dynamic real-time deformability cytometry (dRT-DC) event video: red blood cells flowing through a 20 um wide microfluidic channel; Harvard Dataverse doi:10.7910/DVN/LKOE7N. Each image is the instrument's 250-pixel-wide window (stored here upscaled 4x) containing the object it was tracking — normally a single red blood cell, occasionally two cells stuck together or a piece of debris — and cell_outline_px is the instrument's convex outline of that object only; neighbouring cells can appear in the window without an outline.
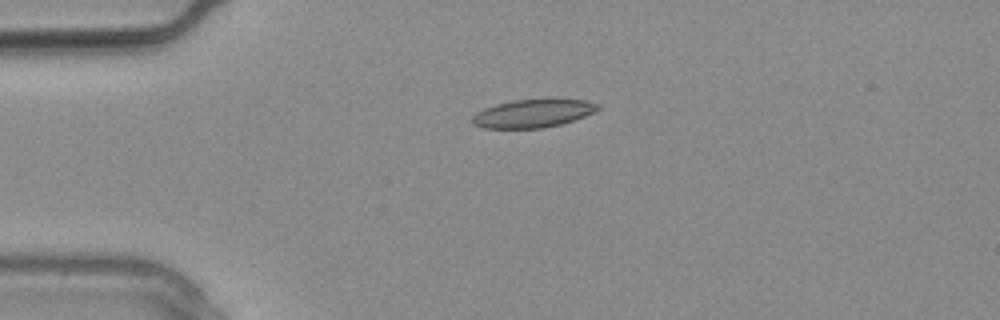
{"species": "common noctule bat (a hibernating species)", "species_latin": "Nyctalus noctula", "temperature_condition": "warm", "stored_images_in_passage": 6, "camera_frame_rate_fps": 3000, "um_per_image_px": 0.085, "animal": {"sex": "male", "body_mass_g": 20.4}, "frame": {"image": 1, "passage_image": 1, "time_ms": 0.0, "image_size_px": [1000, 320], "cell_outline_px": [[600, 108], [584, 116], [560, 124], [544, 128], [484, 128], [472, 124], [472, 116], [476, 112], [484, 108], [496, 104], [512, 100], [584, 100], [600, 104]], "centroid_in_image_um": [45.25, 9.65], "position_along_channel_um": 39.8, "area_um2": 20.29}}
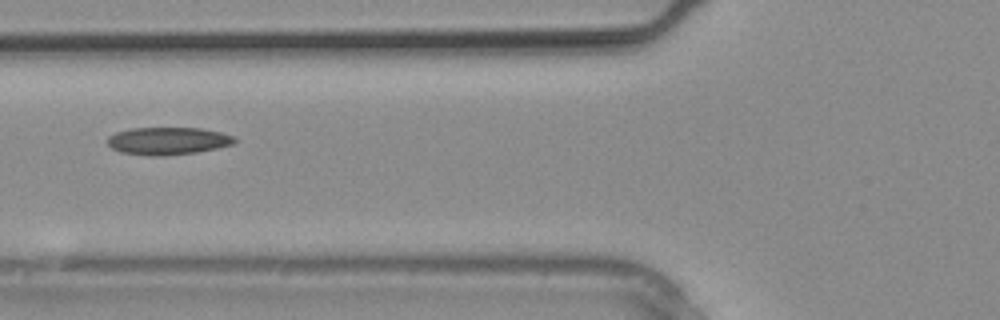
{"frame": {"image": 2, "passage_image": 5, "time_ms": 1.333, "image_size_px": [1000, 320], "cell_outline_px": [[236, 140], [232, 144], [216, 148], [196, 152], [164, 156], [148, 156], [120, 152], [112, 148], [108, 144], [108, 136], [116, 132], [132, 128], [200, 128], [220, 132], [236, 136]], "centroid_in_image_um": [14.26, 11.98], "position_along_channel_um": 111.5, "area_um2": 20.4}}